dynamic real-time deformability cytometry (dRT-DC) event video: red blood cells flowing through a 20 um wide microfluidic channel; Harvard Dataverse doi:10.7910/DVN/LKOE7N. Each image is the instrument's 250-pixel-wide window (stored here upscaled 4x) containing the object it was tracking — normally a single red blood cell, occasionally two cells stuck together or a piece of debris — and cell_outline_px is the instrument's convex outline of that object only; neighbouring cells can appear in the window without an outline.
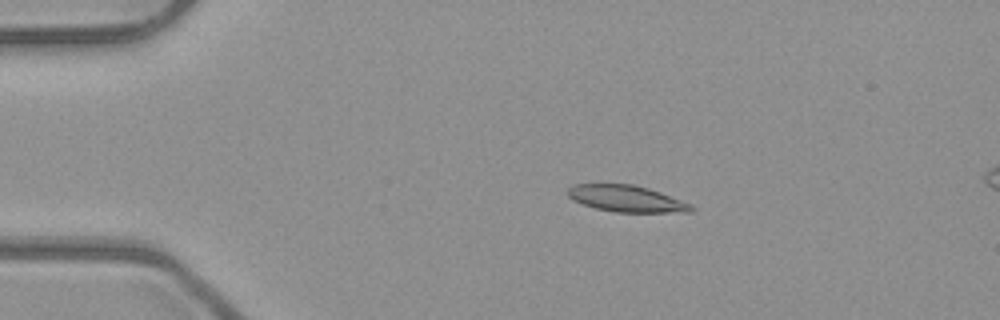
{"species": "common noctule bat (a hibernating species)", "species_latin": "Nyctalus noctula", "temperature_condition": "room temperature", "stored_images_in_passage": 6, "camera_frame_rate_fps": 3000, "um_per_image_px": 0.085, "animal": {"sex": "male", "body_mass_g": 23.1, "forearm_length_mm": 52.7}, "frame": {"image": 1, "passage_image": 1, "time_ms": 0.0, "image_size_px": [1000, 320], "cell_outline_px": [[696, 208], [692, 212], [616, 212], [596, 208], [572, 200], [568, 196], [568, 188], [572, 184], [632, 184], [648, 188], [660, 192], [692, 204]], "centroid_in_image_um": [53.27, 16.88], "position_along_channel_um": 31.7, "area_um2": 19.07}}